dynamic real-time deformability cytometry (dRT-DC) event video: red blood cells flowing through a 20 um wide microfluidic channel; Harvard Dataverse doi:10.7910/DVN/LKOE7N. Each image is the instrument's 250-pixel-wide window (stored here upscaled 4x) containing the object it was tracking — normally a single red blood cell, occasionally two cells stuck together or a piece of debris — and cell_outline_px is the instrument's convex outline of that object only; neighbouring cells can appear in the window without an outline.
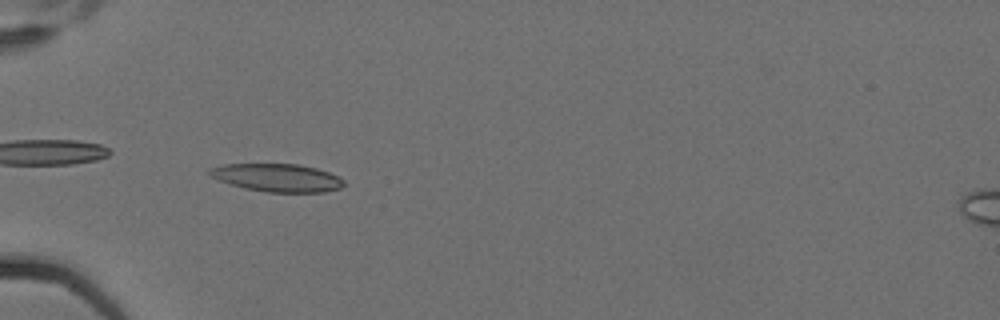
{"species": "Egyptian fruit bat (a non-hibernating species)", "species_latin": "Rousettus aegyptiacus", "temperature_condition": "cold", "stored_images_in_passage": 6, "camera_frame_rate_fps": 3000, "um_per_image_px": 0.085, "animal": {"sex": "female"}, "frame": {"image": 1, "passage_image": 5, "time_ms": 1.333, "image_size_px": [1000, 320], "cell_outline_px": [[344, 184], [340, 188], [324, 192], [268, 192], [244, 188], [220, 180], [212, 176], [208, 172], [208, 168], [224, 164], [300, 164], [316, 168], [328, 172], [344, 180]], "centroid_in_image_um": [23.57, 15.1], "position_along_channel_um": 61.4, "area_um2": 21.68}}
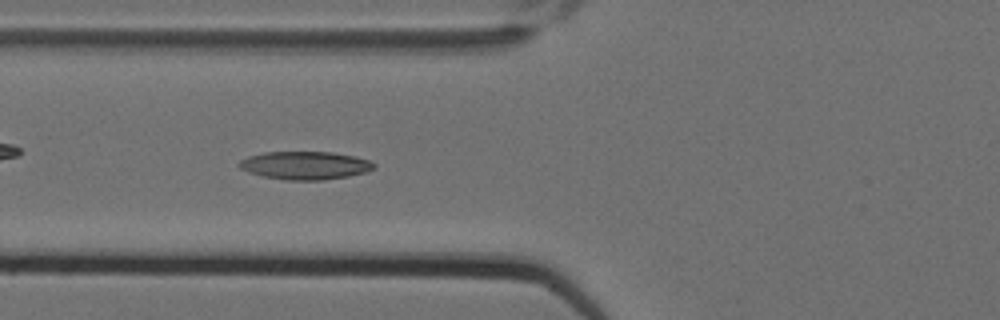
{"frame": {"image": 2, "passage_image": 6, "time_ms": 1.667, "image_size_px": [1000, 320], "cell_outline_px": [[376, 164], [372, 168], [364, 172], [348, 176], [324, 180], [284, 180], [260, 176], [248, 172], [240, 168], [236, 164], [240, 160], [248, 156], [264, 152], [332, 152], [352, 156], [368, 160]], "centroid_in_image_um": [25.85, 14.06], "position_along_channel_um": 99.9, "area_um2": 22.02}}